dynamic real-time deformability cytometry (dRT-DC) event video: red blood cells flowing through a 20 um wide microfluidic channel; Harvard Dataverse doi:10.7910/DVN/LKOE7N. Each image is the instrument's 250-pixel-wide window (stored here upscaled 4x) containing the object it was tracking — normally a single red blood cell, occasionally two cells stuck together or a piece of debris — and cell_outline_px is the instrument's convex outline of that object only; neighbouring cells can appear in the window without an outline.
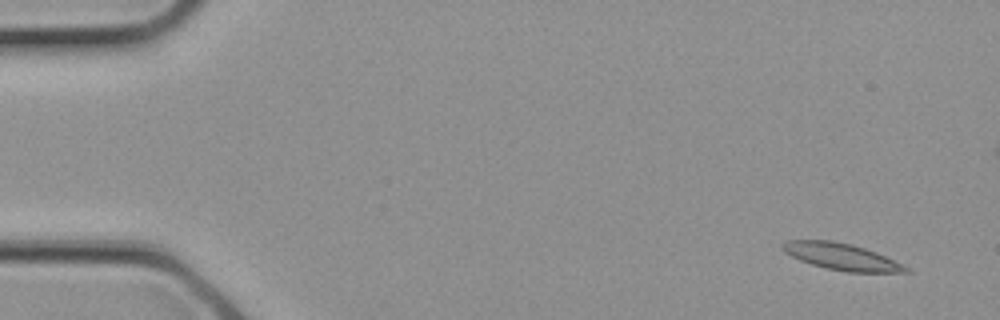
{"species": "common noctule bat (a hibernating species)", "species_latin": "Nyctalus noctula", "temperature_condition": "cold", "stored_images_in_passage": 3, "camera_frame_rate_fps": 3000, "um_per_image_px": 0.085, "animal": {"sex": "female", "body_mass_g": 21.9}, "frame": {"image": 1, "passage_image": 1, "time_ms": 0.0, "image_size_px": [1000, 320], "cell_outline_px": [[912, 272], [848, 272], [824, 268], [800, 260], [784, 252], [780, 248], [780, 244], [784, 240], [832, 240], [852, 244], [876, 252], [908, 268]], "centroid_in_image_um": [71.44, 21.8], "position_along_channel_um": 13.6, "area_um2": 19.07}}